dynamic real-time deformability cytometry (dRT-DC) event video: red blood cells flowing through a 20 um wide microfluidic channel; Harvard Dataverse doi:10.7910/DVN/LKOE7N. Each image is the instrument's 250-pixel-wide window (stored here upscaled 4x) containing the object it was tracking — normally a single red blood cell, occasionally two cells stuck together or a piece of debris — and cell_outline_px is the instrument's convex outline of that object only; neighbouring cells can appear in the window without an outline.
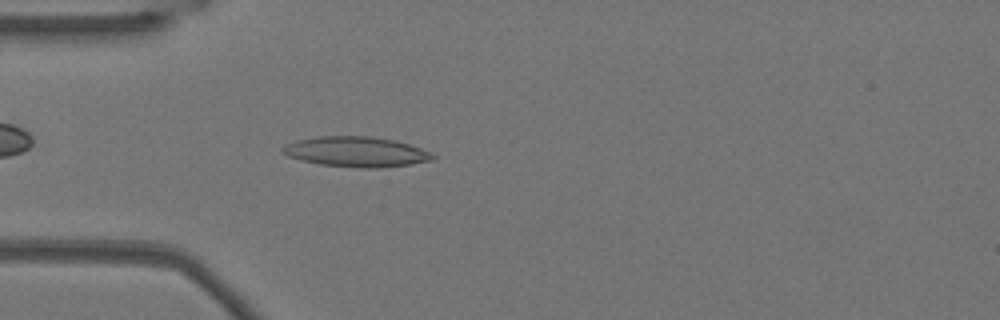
{"species": "Egyptian fruit bat (a non-hibernating species)", "species_latin": "Rousettus aegyptiacus", "temperature_condition": "warm", "stored_images_in_passage": 16, "camera_frame_rate_fps": 3000, "um_per_image_px": 0.085, "animal": {"sex": "female"}, "frame": {"image": 1, "passage_image": 5, "time_ms": 1.333, "image_size_px": [1000, 320], "cell_outline_px": [[436, 156], [432, 160], [408, 164], [376, 168], [360, 168], [320, 164], [300, 160], [288, 156], [280, 152], [280, 148], [296, 140], [316, 136], [368, 136], [396, 140], [420, 148]], "centroid_in_image_um": [30.22, 12.89], "position_along_channel_um": 54.8, "area_um2": 26.3}}
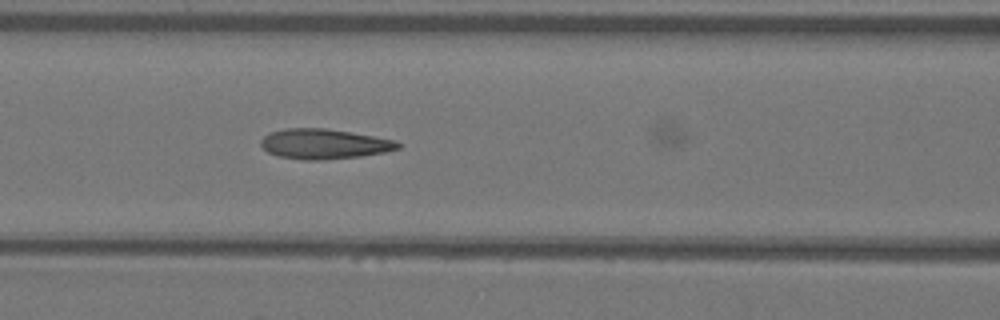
{"frame": {"image": 2, "passage_image": 12, "time_ms": 3.667, "image_size_px": [1000, 320], "cell_outline_px": [[400, 148], [384, 152], [360, 156], [320, 160], [304, 160], [280, 156], [268, 152], [260, 144], [260, 140], [268, 132], [284, 128], [324, 128], [396, 140], [400, 144]], "centroid_in_image_um": [27.51, 12.23], "position_along_channel_um": 139.1, "area_um2": 23.81}}
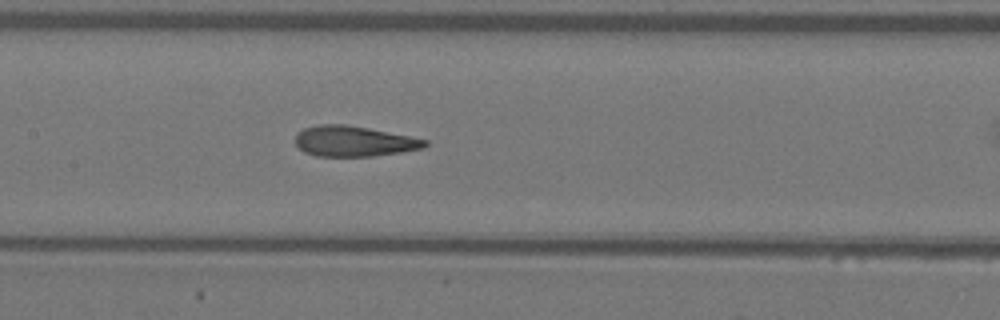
{"frame": {"image": 3, "passage_image": 15, "time_ms": 4.667, "image_size_px": [1000, 320], "cell_outline_px": [[428, 144], [424, 148], [400, 152], [372, 156], [316, 156], [304, 152], [296, 144], [296, 132], [304, 128], [316, 124], [344, 124], [368, 128], [428, 140]], "centroid_in_image_um": [30.05, 12.0], "position_along_channel_um": 177.4, "area_um2": 22.95}}